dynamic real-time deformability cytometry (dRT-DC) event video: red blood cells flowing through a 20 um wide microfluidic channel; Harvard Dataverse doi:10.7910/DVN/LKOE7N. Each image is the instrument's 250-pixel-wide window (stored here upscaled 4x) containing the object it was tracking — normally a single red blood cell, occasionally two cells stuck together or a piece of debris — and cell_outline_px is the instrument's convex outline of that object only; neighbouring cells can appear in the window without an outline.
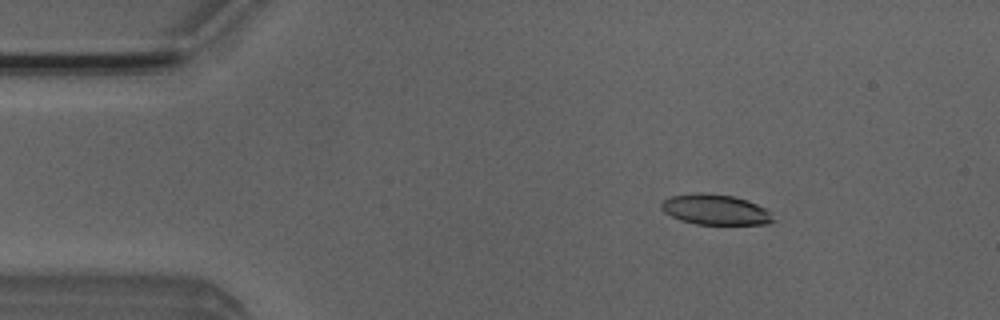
{"species": "Egyptian fruit bat (a non-hibernating species)", "species_latin": "Rousettus aegyptiacus", "temperature_condition": "room temperature", "stored_images_in_passage": 5, "camera_frame_rate_fps": 3000, "um_per_image_px": 0.085, "animal": {"sex": "male"}, "frame": {"image": 1, "passage_image": 3, "time_ms": 0.667, "image_size_px": [1000, 320], "cell_outline_px": [[776, 220], [768, 224], [696, 224], [680, 220], [664, 212], [660, 208], [660, 204], [664, 200], [672, 196], [700, 192], [732, 196], [748, 200], [764, 208]], "centroid_in_image_um": [60.79, 17.82], "position_along_channel_um": 24.2, "area_um2": 19.65}}